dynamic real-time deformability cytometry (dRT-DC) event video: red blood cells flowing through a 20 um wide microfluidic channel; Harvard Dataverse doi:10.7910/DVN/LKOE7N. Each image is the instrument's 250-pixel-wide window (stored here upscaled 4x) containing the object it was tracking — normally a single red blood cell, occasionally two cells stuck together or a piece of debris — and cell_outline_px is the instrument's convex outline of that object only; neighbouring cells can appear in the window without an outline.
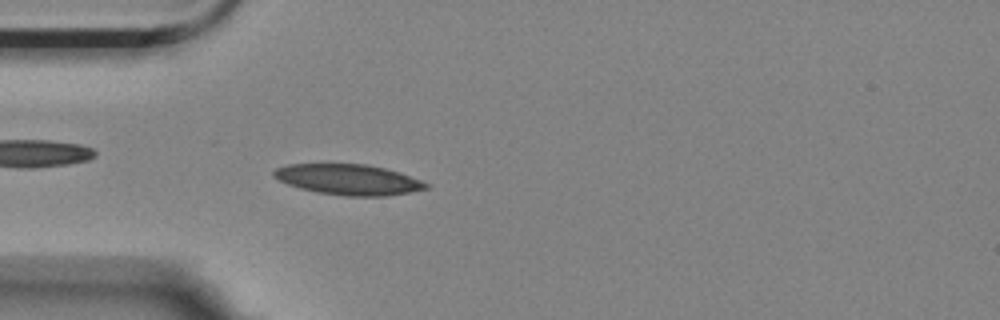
{"species": "Egyptian fruit bat (a non-hibernating species)", "species_latin": "Rousettus aegyptiacus", "temperature_condition": "room temperature", "stored_images_in_passage": 46, "camera_frame_rate_fps": 3000, "um_per_image_px": 0.085, "animal": {"sex": "female"}, "frame": {"image": 1, "passage_image": 15, "time_ms": 4.667, "image_size_px": [1000, 320], "cell_outline_px": [[428, 188], [388, 196], [348, 196], [320, 192], [300, 188], [288, 184], [272, 176], [272, 172], [276, 168], [288, 164], [364, 164], [384, 168], [400, 172], [420, 180], [428, 184]], "centroid_in_image_um": [29.6, 15.25], "position_along_channel_um": 55.4, "area_um2": 26.82}}
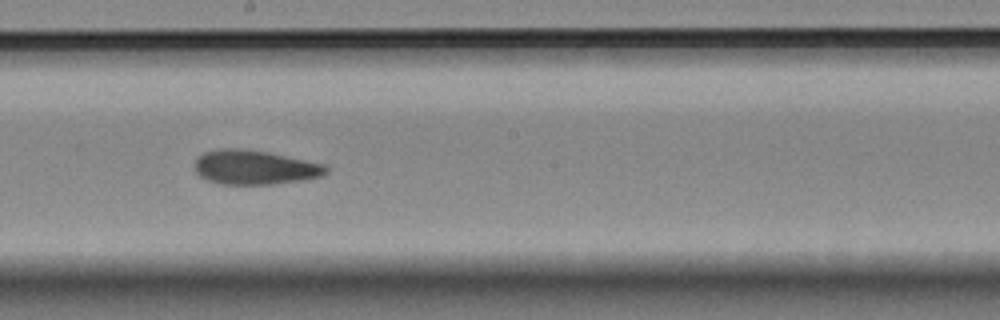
{"frame": {"image": 2, "passage_image": 30, "time_ms": 9.667, "image_size_px": [1000, 320], "cell_outline_px": [[328, 172], [320, 176], [300, 180], [272, 184], [220, 184], [208, 180], [200, 176], [192, 168], [192, 164], [196, 156], [204, 152], [220, 148], [236, 148], [268, 152], [328, 164]], "centroid_in_image_um": [21.6, 14.21], "position_along_channel_um": 226.6, "area_um2": 26.59}}
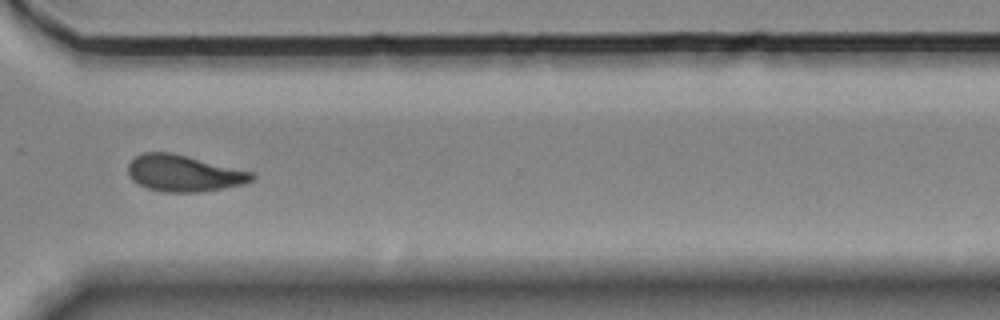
{"frame": {"image": 3, "passage_image": 41, "time_ms": 13.333, "image_size_px": [1000, 320], "cell_outline_px": [[256, 176], [252, 180], [244, 184], [224, 188], [200, 192], [164, 192], [148, 188], [132, 180], [128, 172], [128, 164], [136, 156], [144, 152], [172, 152], [252, 172]], "centroid_in_image_um": [15.62, 14.73], "position_along_channel_um": 355.0, "area_um2": 26.18}, "authors_computed_cell_mechanics": {"area_um2": 26.2412, "velocity_mm_per_s": 3.5067, "shape_relaxation_time_tau1_ms": 6.4162, "shape_relaxation_time_tau2_ms": 2.8972, "deformation_change_tau1": 0.1508, "deformation_change_tau2": 0.094}}